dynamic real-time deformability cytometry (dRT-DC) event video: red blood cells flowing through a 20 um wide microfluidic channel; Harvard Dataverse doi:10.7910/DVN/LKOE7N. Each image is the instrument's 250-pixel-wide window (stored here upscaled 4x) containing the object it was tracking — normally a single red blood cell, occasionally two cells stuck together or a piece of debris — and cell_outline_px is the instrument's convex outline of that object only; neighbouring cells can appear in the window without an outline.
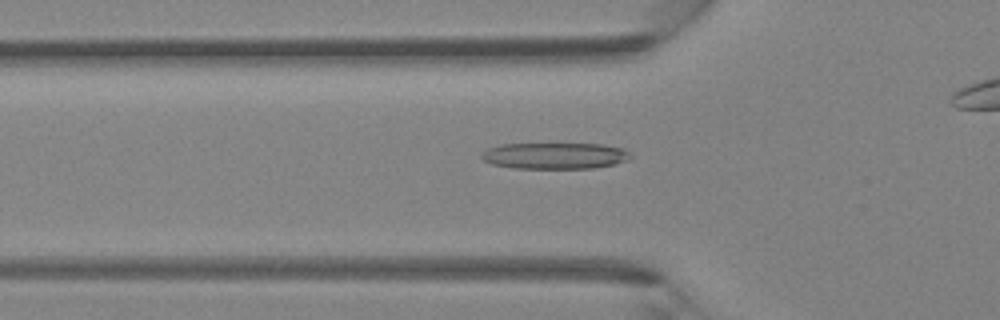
{"species": "Egyptian fruit bat (a non-hibernating species)", "species_latin": "Rousettus aegyptiacus", "temperature_condition": "room temperature", "stored_images_in_passage": 41, "camera_frame_rate_fps": 3000, "um_per_image_px": 0.085, "animal": {"sex": "female"}, "frame": {"image": 1, "passage_image": 16, "time_ms": 5.0, "image_size_px": [1000, 320], "cell_outline_px": [[632, 156], [628, 160], [616, 164], [592, 168], [512, 168], [492, 164], [484, 160], [480, 156], [480, 152], [488, 148], [500, 144], [604, 144], [624, 148]], "centroid_in_image_um": [47.16, 13.23], "position_along_channel_um": 78.6, "area_um2": 23.0}}
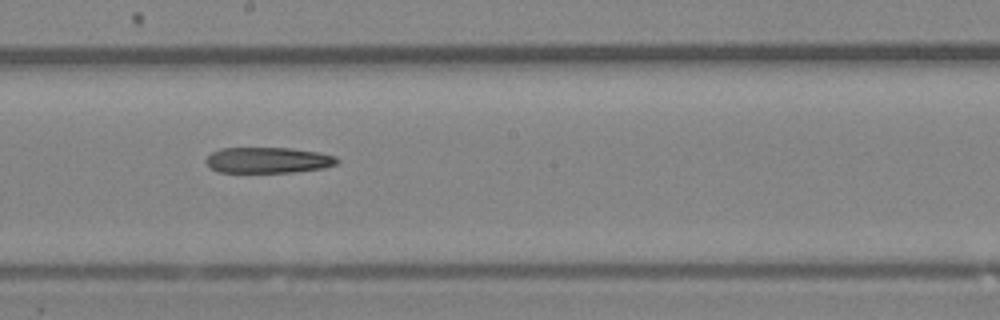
{"frame": {"image": 2, "passage_image": 26, "time_ms": 8.333, "image_size_px": [1000, 320], "cell_outline_px": [[340, 160], [336, 164], [324, 168], [296, 172], [220, 172], [208, 168], [204, 160], [212, 152], [220, 148], [292, 148], [316, 152], [336, 156]], "centroid_in_image_um": [22.76, 13.62], "position_along_channel_um": 225.4, "area_um2": 19.88}}
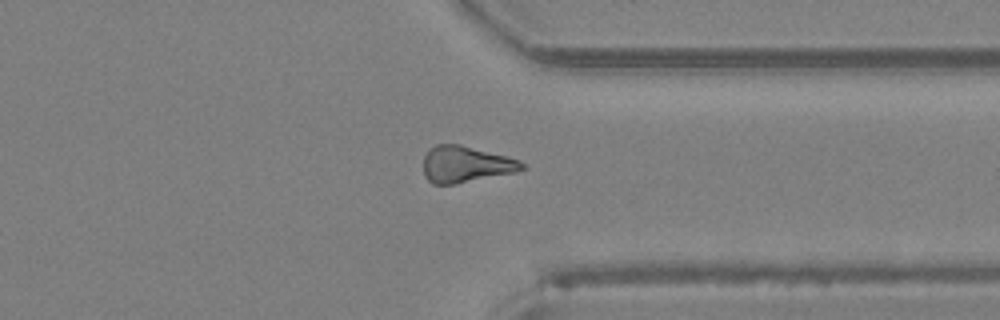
{"frame": {"image": 3, "passage_image": 36, "time_ms": 11.667, "image_size_px": [1000, 320], "cell_outline_px": [[524, 168], [516, 172], [456, 184], [432, 184], [424, 176], [424, 156], [428, 148], [436, 144], [460, 144], [520, 160], [524, 164]], "centroid_in_image_um": [39.55, 13.97], "position_along_channel_um": 371.9, "area_um2": 20.92}}